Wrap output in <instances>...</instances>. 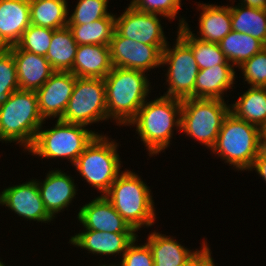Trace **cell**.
<instances>
[{
	"label": "cell",
	"mask_w": 266,
	"mask_h": 266,
	"mask_svg": "<svg viewBox=\"0 0 266 266\" xmlns=\"http://www.w3.org/2000/svg\"><path fill=\"white\" fill-rule=\"evenodd\" d=\"M109 0H78L73 13L68 16V25H83L106 17Z\"/></svg>",
	"instance_id": "1f68e13d"
},
{
	"label": "cell",
	"mask_w": 266,
	"mask_h": 266,
	"mask_svg": "<svg viewBox=\"0 0 266 266\" xmlns=\"http://www.w3.org/2000/svg\"><path fill=\"white\" fill-rule=\"evenodd\" d=\"M68 0H29L32 25L61 29L68 25Z\"/></svg>",
	"instance_id": "d4e9b609"
},
{
	"label": "cell",
	"mask_w": 266,
	"mask_h": 266,
	"mask_svg": "<svg viewBox=\"0 0 266 266\" xmlns=\"http://www.w3.org/2000/svg\"><path fill=\"white\" fill-rule=\"evenodd\" d=\"M54 29L30 25L16 44L21 50L46 56L51 44Z\"/></svg>",
	"instance_id": "d6a6232c"
},
{
	"label": "cell",
	"mask_w": 266,
	"mask_h": 266,
	"mask_svg": "<svg viewBox=\"0 0 266 266\" xmlns=\"http://www.w3.org/2000/svg\"><path fill=\"white\" fill-rule=\"evenodd\" d=\"M76 76L72 72L55 71L50 78L36 90L39 111L44 121L61 119L72 95Z\"/></svg>",
	"instance_id": "5bb4252c"
},
{
	"label": "cell",
	"mask_w": 266,
	"mask_h": 266,
	"mask_svg": "<svg viewBox=\"0 0 266 266\" xmlns=\"http://www.w3.org/2000/svg\"><path fill=\"white\" fill-rule=\"evenodd\" d=\"M44 123L35 91L17 90L0 105V141L16 142L26 150L24 152L33 145Z\"/></svg>",
	"instance_id": "277c9868"
},
{
	"label": "cell",
	"mask_w": 266,
	"mask_h": 266,
	"mask_svg": "<svg viewBox=\"0 0 266 266\" xmlns=\"http://www.w3.org/2000/svg\"><path fill=\"white\" fill-rule=\"evenodd\" d=\"M174 46H167L162 51L161 65L167 67L164 96L185 99L195 98V82L199 72L191 48L177 35Z\"/></svg>",
	"instance_id": "30bf717a"
},
{
	"label": "cell",
	"mask_w": 266,
	"mask_h": 266,
	"mask_svg": "<svg viewBox=\"0 0 266 266\" xmlns=\"http://www.w3.org/2000/svg\"><path fill=\"white\" fill-rule=\"evenodd\" d=\"M98 266H118V265H116V264H114V265H113V264H111V265L109 264V265H108V264H105V263L101 265V264L99 263Z\"/></svg>",
	"instance_id": "60d3db41"
},
{
	"label": "cell",
	"mask_w": 266,
	"mask_h": 266,
	"mask_svg": "<svg viewBox=\"0 0 266 266\" xmlns=\"http://www.w3.org/2000/svg\"><path fill=\"white\" fill-rule=\"evenodd\" d=\"M17 90L19 85L13 54L8 48H0V105L5 104Z\"/></svg>",
	"instance_id": "4dcf8cb0"
},
{
	"label": "cell",
	"mask_w": 266,
	"mask_h": 266,
	"mask_svg": "<svg viewBox=\"0 0 266 266\" xmlns=\"http://www.w3.org/2000/svg\"><path fill=\"white\" fill-rule=\"evenodd\" d=\"M260 147L266 152V124L260 128Z\"/></svg>",
	"instance_id": "ab89813d"
},
{
	"label": "cell",
	"mask_w": 266,
	"mask_h": 266,
	"mask_svg": "<svg viewBox=\"0 0 266 266\" xmlns=\"http://www.w3.org/2000/svg\"><path fill=\"white\" fill-rule=\"evenodd\" d=\"M136 241L138 242L137 238L127 247L118 266H154L149 246L146 243L137 245Z\"/></svg>",
	"instance_id": "d590c367"
},
{
	"label": "cell",
	"mask_w": 266,
	"mask_h": 266,
	"mask_svg": "<svg viewBox=\"0 0 266 266\" xmlns=\"http://www.w3.org/2000/svg\"><path fill=\"white\" fill-rule=\"evenodd\" d=\"M200 250L195 252L180 266H208L214 259L211 256V249L207 241H202Z\"/></svg>",
	"instance_id": "8d00e7d4"
},
{
	"label": "cell",
	"mask_w": 266,
	"mask_h": 266,
	"mask_svg": "<svg viewBox=\"0 0 266 266\" xmlns=\"http://www.w3.org/2000/svg\"><path fill=\"white\" fill-rule=\"evenodd\" d=\"M109 45H78L72 72L79 78L104 79L112 70Z\"/></svg>",
	"instance_id": "44dd1931"
},
{
	"label": "cell",
	"mask_w": 266,
	"mask_h": 266,
	"mask_svg": "<svg viewBox=\"0 0 266 266\" xmlns=\"http://www.w3.org/2000/svg\"><path fill=\"white\" fill-rule=\"evenodd\" d=\"M230 112L225 100L185 98L182 100L181 131L211 150L223 121Z\"/></svg>",
	"instance_id": "ba28073f"
},
{
	"label": "cell",
	"mask_w": 266,
	"mask_h": 266,
	"mask_svg": "<svg viewBox=\"0 0 266 266\" xmlns=\"http://www.w3.org/2000/svg\"><path fill=\"white\" fill-rule=\"evenodd\" d=\"M36 181L44 206L53 218L64 209H68L76 198L78 188L74 183L75 180L61 169L48 171L43 181L37 179Z\"/></svg>",
	"instance_id": "2e32d148"
},
{
	"label": "cell",
	"mask_w": 266,
	"mask_h": 266,
	"mask_svg": "<svg viewBox=\"0 0 266 266\" xmlns=\"http://www.w3.org/2000/svg\"><path fill=\"white\" fill-rule=\"evenodd\" d=\"M115 14L83 25H67L78 45H109L115 31Z\"/></svg>",
	"instance_id": "f1b7e54d"
},
{
	"label": "cell",
	"mask_w": 266,
	"mask_h": 266,
	"mask_svg": "<svg viewBox=\"0 0 266 266\" xmlns=\"http://www.w3.org/2000/svg\"><path fill=\"white\" fill-rule=\"evenodd\" d=\"M166 46L139 43L115 30L109 43L111 62L114 67L150 72L162 67V51Z\"/></svg>",
	"instance_id": "8fae6325"
},
{
	"label": "cell",
	"mask_w": 266,
	"mask_h": 266,
	"mask_svg": "<svg viewBox=\"0 0 266 266\" xmlns=\"http://www.w3.org/2000/svg\"><path fill=\"white\" fill-rule=\"evenodd\" d=\"M208 266H217V265H215L214 260H213Z\"/></svg>",
	"instance_id": "b9f144b4"
},
{
	"label": "cell",
	"mask_w": 266,
	"mask_h": 266,
	"mask_svg": "<svg viewBox=\"0 0 266 266\" xmlns=\"http://www.w3.org/2000/svg\"><path fill=\"white\" fill-rule=\"evenodd\" d=\"M230 2L232 0H229ZM240 3L243 6L251 7V8H256V9H261V10H266V0H239ZM234 2H236L234 0Z\"/></svg>",
	"instance_id": "f35d334b"
},
{
	"label": "cell",
	"mask_w": 266,
	"mask_h": 266,
	"mask_svg": "<svg viewBox=\"0 0 266 266\" xmlns=\"http://www.w3.org/2000/svg\"><path fill=\"white\" fill-rule=\"evenodd\" d=\"M142 179L125 169L103 195L136 232L151 227L157 217L151 189Z\"/></svg>",
	"instance_id": "3957f363"
},
{
	"label": "cell",
	"mask_w": 266,
	"mask_h": 266,
	"mask_svg": "<svg viewBox=\"0 0 266 266\" xmlns=\"http://www.w3.org/2000/svg\"><path fill=\"white\" fill-rule=\"evenodd\" d=\"M78 44L67 27L53 31L52 40L45 58L55 71L70 72L74 64Z\"/></svg>",
	"instance_id": "484cf974"
},
{
	"label": "cell",
	"mask_w": 266,
	"mask_h": 266,
	"mask_svg": "<svg viewBox=\"0 0 266 266\" xmlns=\"http://www.w3.org/2000/svg\"><path fill=\"white\" fill-rule=\"evenodd\" d=\"M30 25L29 0H0V48L16 45Z\"/></svg>",
	"instance_id": "ffe728a7"
},
{
	"label": "cell",
	"mask_w": 266,
	"mask_h": 266,
	"mask_svg": "<svg viewBox=\"0 0 266 266\" xmlns=\"http://www.w3.org/2000/svg\"><path fill=\"white\" fill-rule=\"evenodd\" d=\"M230 112L261 128L266 124V87L249 86L236 102L230 104Z\"/></svg>",
	"instance_id": "cb8c5ba5"
},
{
	"label": "cell",
	"mask_w": 266,
	"mask_h": 266,
	"mask_svg": "<svg viewBox=\"0 0 266 266\" xmlns=\"http://www.w3.org/2000/svg\"><path fill=\"white\" fill-rule=\"evenodd\" d=\"M0 205L27 221L48 223L54 219L44 206L36 179L4 188L0 192Z\"/></svg>",
	"instance_id": "4fadbf2b"
},
{
	"label": "cell",
	"mask_w": 266,
	"mask_h": 266,
	"mask_svg": "<svg viewBox=\"0 0 266 266\" xmlns=\"http://www.w3.org/2000/svg\"><path fill=\"white\" fill-rule=\"evenodd\" d=\"M100 133L86 129L80 124L56 120L55 126L38 129L33 145L27 150L31 155L43 159H67L72 165L86 147Z\"/></svg>",
	"instance_id": "8992f818"
},
{
	"label": "cell",
	"mask_w": 266,
	"mask_h": 266,
	"mask_svg": "<svg viewBox=\"0 0 266 266\" xmlns=\"http://www.w3.org/2000/svg\"><path fill=\"white\" fill-rule=\"evenodd\" d=\"M255 170L258 173V176L262 177L264 182L266 183V152L260 150L259 154L255 158L252 166L248 169V171Z\"/></svg>",
	"instance_id": "74e56055"
},
{
	"label": "cell",
	"mask_w": 266,
	"mask_h": 266,
	"mask_svg": "<svg viewBox=\"0 0 266 266\" xmlns=\"http://www.w3.org/2000/svg\"><path fill=\"white\" fill-rule=\"evenodd\" d=\"M131 7L138 11L159 14L169 21L179 17L178 12L181 8V0H131Z\"/></svg>",
	"instance_id": "e575fe53"
},
{
	"label": "cell",
	"mask_w": 266,
	"mask_h": 266,
	"mask_svg": "<svg viewBox=\"0 0 266 266\" xmlns=\"http://www.w3.org/2000/svg\"><path fill=\"white\" fill-rule=\"evenodd\" d=\"M0 266H5V263L1 262V263H0Z\"/></svg>",
	"instance_id": "7bdbcfd3"
},
{
	"label": "cell",
	"mask_w": 266,
	"mask_h": 266,
	"mask_svg": "<svg viewBox=\"0 0 266 266\" xmlns=\"http://www.w3.org/2000/svg\"><path fill=\"white\" fill-rule=\"evenodd\" d=\"M159 14L146 13L128 5L124 12L115 16V30L125 38L147 45H167Z\"/></svg>",
	"instance_id": "7c38bea8"
},
{
	"label": "cell",
	"mask_w": 266,
	"mask_h": 266,
	"mask_svg": "<svg viewBox=\"0 0 266 266\" xmlns=\"http://www.w3.org/2000/svg\"><path fill=\"white\" fill-rule=\"evenodd\" d=\"M60 120L87 127L99 121H107L105 80L77 77L67 108Z\"/></svg>",
	"instance_id": "9c48e42d"
},
{
	"label": "cell",
	"mask_w": 266,
	"mask_h": 266,
	"mask_svg": "<svg viewBox=\"0 0 266 266\" xmlns=\"http://www.w3.org/2000/svg\"><path fill=\"white\" fill-rule=\"evenodd\" d=\"M83 231L71 236L69 243L97 256L120 254L122 257L127 247L139 237L137 233H111L84 229Z\"/></svg>",
	"instance_id": "e0dca14e"
},
{
	"label": "cell",
	"mask_w": 266,
	"mask_h": 266,
	"mask_svg": "<svg viewBox=\"0 0 266 266\" xmlns=\"http://www.w3.org/2000/svg\"><path fill=\"white\" fill-rule=\"evenodd\" d=\"M119 144L104 134L97 135L74 163L75 169L97 191L104 195L122 172Z\"/></svg>",
	"instance_id": "52a82bcc"
},
{
	"label": "cell",
	"mask_w": 266,
	"mask_h": 266,
	"mask_svg": "<svg viewBox=\"0 0 266 266\" xmlns=\"http://www.w3.org/2000/svg\"><path fill=\"white\" fill-rule=\"evenodd\" d=\"M236 71L233 65H216L199 70L195 82L196 99L225 100L224 96L236 84Z\"/></svg>",
	"instance_id": "7402d4cb"
},
{
	"label": "cell",
	"mask_w": 266,
	"mask_h": 266,
	"mask_svg": "<svg viewBox=\"0 0 266 266\" xmlns=\"http://www.w3.org/2000/svg\"><path fill=\"white\" fill-rule=\"evenodd\" d=\"M211 150L233 170L247 171L261 150L260 128L229 112Z\"/></svg>",
	"instance_id": "5b68a950"
},
{
	"label": "cell",
	"mask_w": 266,
	"mask_h": 266,
	"mask_svg": "<svg viewBox=\"0 0 266 266\" xmlns=\"http://www.w3.org/2000/svg\"><path fill=\"white\" fill-rule=\"evenodd\" d=\"M77 219L85 230L136 233L103 195H99L89 203L82 205L77 214Z\"/></svg>",
	"instance_id": "9a60e30c"
},
{
	"label": "cell",
	"mask_w": 266,
	"mask_h": 266,
	"mask_svg": "<svg viewBox=\"0 0 266 266\" xmlns=\"http://www.w3.org/2000/svg\"><path fill=\"white\" fill-rule=\"evenodd\" d=\"M146 244L151 250L154 266H180L195 252L180 244L173 236L155 230L149 233Z\"/></svg>",
	"instance_id": "603a6c76"
},
{
	"label": "cell",
	"mask_w": 266,
	"mask_h": 266,
	"mask_svg": "<svg viewBox=\"0 0 266 266\" xmlns=\"http://www.w3.org/2000/svg\"><path fill=\"white\" fill-rule=\"evenodd\" d=\"M177 35L191 48L199 70L216 65H232L221 51L219 43L205 42L197 39L185 27H178Z\"/></svg>",
	"instance_id": "f546056e"
},
{
	"label": "cell",
	"mask_w": 266,
	"mask_h": 266,
	"mask_svg": "<svg viewBox=\"0 0 266 266\" xmlns=\"http://www.w3.org/2000/svg\"><path fill=\"white\" fill-rule=\"evenodd\" d=\"M181 110V99L163 95L149 102L146 100L127 124L136 126V133L146 146L149 157L170 147L174 129L181 132Z\"/></svg>",
	"instance_id": "6da1fadb"
},
{
	"label": "cell",
	"mask_w": 266,
	"mask_h": 266,
	"mask_svg": "<svg viewBox=\"0 0 266 266\" xmlns=\"http://www.w3.org/2000/svg\"><path fill=\"white\" fill-rule=\"evenodd\" d=\"M143 71L114 67L104 78L108 120L127 126L149 97L151 82Z\"/></svg>",
	"instance_id": "7a4b0ae2"
},
{
	"label": "cell",
	"mask_w": 266,
	"mask_h": 266,
	"mask_svg": "<svg viewBox=\"0 0 266 266\" xmlns=\"http://www.w3.org/2000/svg\"><path fill=\"white\" fill-rule=\"evenodd\" d=\"M199 34L193 33L184 17L179 19L178 27L185 26L194 37L205 42L219 43L231 29L230 5L218 6L216 4L199 3ZM202 11V12H201Z\"/></svg>",
	"instance_id": "ac0fdd59"
},
{
	"label": "cell",
	"mask_w": 266,
	"mask_h": 266,
	"mask_svg": "<svg viewBox=\"0 0 266 266\" xmlns=\"http://www.w3.org/2000/svg\"><path fill=\"white\" fill-rule=\"evenodd\" d=\"M248 86L266 87V47L238 67Z\"/></svg>",
	"instance_id": "836d02e7"
},
{
	"label": "cell",
	"mask_w": 266,
	"mask_h": 266,
	"mask_svg": "<svg viewBox=\"0 0 266 266\" xmlns=\"http://www.w3.org/2000/svg\"><path fill=\"white\" fill-rule=\"evenodd\" d=\"M219 46L228 62L235 68L260 52L266 46L249 34L231 31L220 42Z\"/></svg>",
	"instance_id": "83f0119b"
},
{
	"label": "cell",
	"mask_w": 266,
	"mask_h": 266,
	"mask_svg": "<svg viewBox=\"0 0 266 266\" xmlns=\"http://www.w3.org/2000/svg\"><path fill=\"white\" fill-rule=\"evenodd\" d=\"M8 49L15 60L19 90L36 91L55 72L44 56L21 50L17 45Z\"/></svg>",
	"instance_id": "d6986e66"
},
{
	"label": "cell",
	"mask_w": 266,
	"mask_h": 266,
	"mask_svg": "<svg viewBox=\"0 0 266 266\" xmlns=\"http://www.w3.org/2000/svg\"><path fill=\"white\" fill-rule=\"evenodd\" d=\"M230 5L232 31L249 34L266 46V10Z\"/></svg>",
	"instance_id": "4316f807"
}]
</instances>
